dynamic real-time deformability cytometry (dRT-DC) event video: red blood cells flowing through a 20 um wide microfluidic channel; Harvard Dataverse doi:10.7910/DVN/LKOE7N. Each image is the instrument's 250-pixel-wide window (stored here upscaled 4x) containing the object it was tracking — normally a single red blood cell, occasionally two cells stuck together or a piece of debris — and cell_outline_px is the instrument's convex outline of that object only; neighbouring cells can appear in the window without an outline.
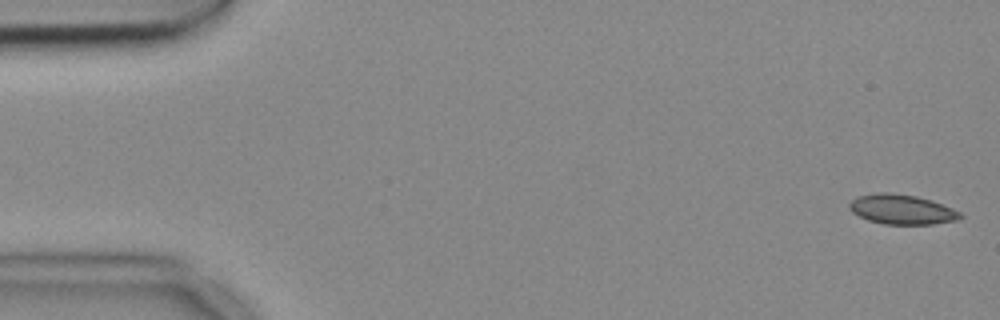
{"species": "common noctule bat (a hibernating species)", "species_latin": "Nyctalus noctula", "temperature_condition": "cold", "stored_images_in_passage": 54, "camera_frame_rate_fps": 3000, "um_per_image_px": 0.085, "animal": {"sex": "female", "body_mass_g": 18.4}, "frame": {"image": 1, "passage_image": 1, "time_ms": 0.0, "image_size_px": [1000, 320], "cell_outline_px": [[964, 216], [956, 220], [932, 224], [884, 224], [868, 220], [852, 212], [848, 208], [848, 204], [856, 196], [876, 192], [892, 192], [916, 196], [932, 200], [952, 208], [960, 212]], "centroid_in_image_um": [76.63, 17.78], "position_along_channel_um": 8.4, "area_um2": 19.36}}
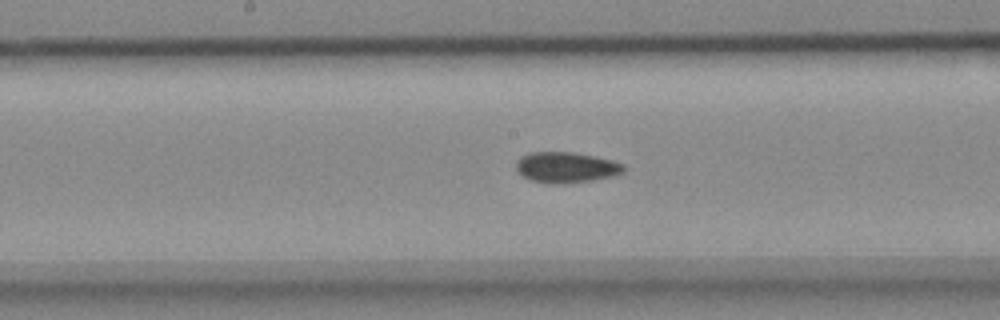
{"frame": {"image": 2, "passage_image": 27, "time_ms": 8.667, "image_size_px": [1000, 320], "cell_outline_px": [[624, 172], [616, 176], [592, 180], [560, 184], [548, 184], [532, 180], [516, 172], [516, 160], [520, 156], [528, 152], [572, 152], [612, 160], [624, 164]], "centroid_in_image_um": [48.1, 14.23], "position_along_channel_um": 200.1, "area_um2": 19.42}}
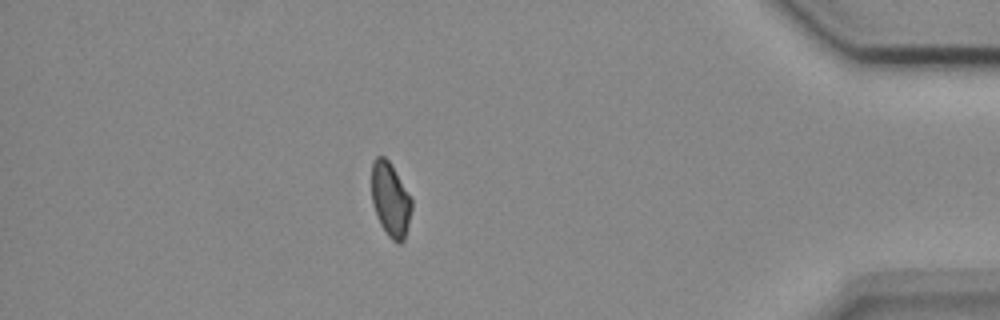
{"frame": {"image": 3, "passage_image": 47, "time_ms": 15.333, "image_size_px": [1000, 320], "cell_outline_px": [[412, 208], [404, 240], [400, 244], [396, 244], [388, 236], [380, 224], [372, 204], [372, 160], [376, 156], [384, 156], [388, 160], [412, 200]], "centroid_in_image_um": [33.17, 16.99], "position_along_channel_um": 402.0, "area_um2": 17.17}, "authors_computed_cell_mechanics": {"area_um2": 18.6983, "velocity_mm_per_s": 3.6932, "shape_relaxation_time_tau1_ms": null, "shape_relaxation_time_tau2_ms": 7.3364, "deformation_change_tau1": null, "deformation_change_tau2": 0.109}}